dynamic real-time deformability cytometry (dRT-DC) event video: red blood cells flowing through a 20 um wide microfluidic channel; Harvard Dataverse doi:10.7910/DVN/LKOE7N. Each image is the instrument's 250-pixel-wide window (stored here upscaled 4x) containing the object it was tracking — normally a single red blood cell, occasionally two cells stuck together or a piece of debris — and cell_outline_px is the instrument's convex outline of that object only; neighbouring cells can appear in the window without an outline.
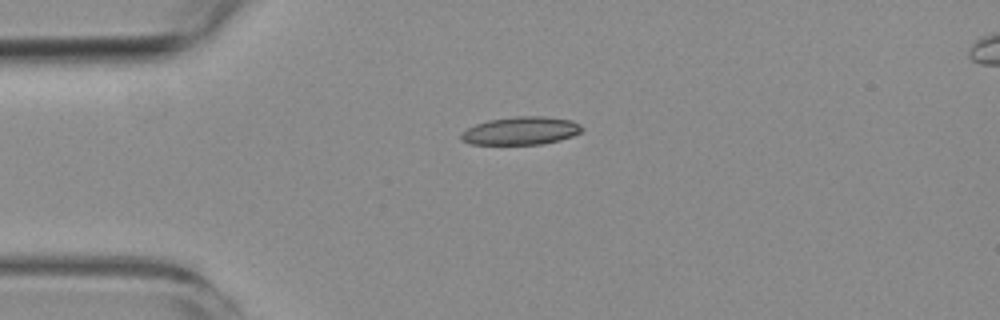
{"species": "common noctule bat (a hibernating species)", "species_latin": "Nyctalus noctula", "temperature_condition": "room temperature", "stored_images_in_passage": 4, "camera_frame_rate_fps": 3000, "um_per_image_px": 0.085, "animal": {"sex": "female", "body_mass_g": 19.3, "forearm_length_mm": 54.1}, "frame": {"image": 1, "passage_image": 3, "time_ms": 3.0, "image_size_px": [1000, 320], "cell_outline_px": [[584, 128], [580, 132], [572, 136], [560, 140], [540, 144], [472, 144], [460, 140], [460, 132], [476, 124], [488, 120], [516, 116], [544, 116], [572, 120], [580, 124]], "centroid_in_image_um": [44.27, 11.11], "position_along_channel_um": 40.7, "area_um2": 19.77}}